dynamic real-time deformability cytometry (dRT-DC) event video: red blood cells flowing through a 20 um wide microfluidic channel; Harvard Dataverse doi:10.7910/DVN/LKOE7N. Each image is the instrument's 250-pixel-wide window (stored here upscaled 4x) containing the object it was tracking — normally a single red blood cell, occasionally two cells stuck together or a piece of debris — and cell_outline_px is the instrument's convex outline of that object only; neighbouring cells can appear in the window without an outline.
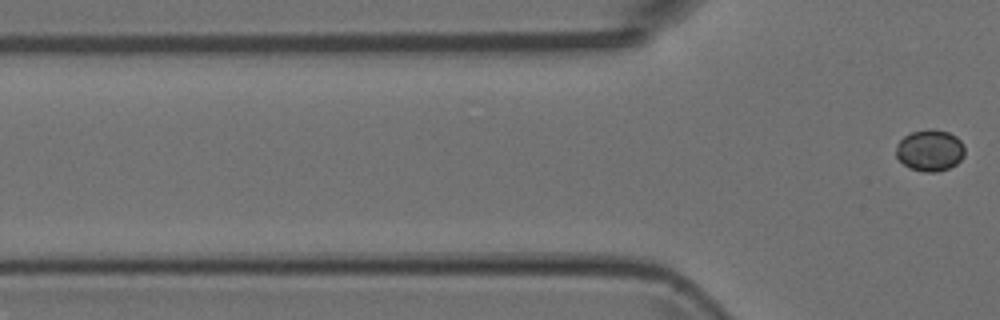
{"species": "Egyptian fruit bat (a non-hibernating species)", "species_latin": "Rousettus aegyptiacus", "temperature_condition": "room temperature", "stored_images_in_passage": 5, "camera_frame_rate_fps": 3000, "um_per_image_px": 0.085, "animal": {"sex": "female"}, "frame": {"image": 1, "passage_image": 5, "time_ms": 1.333, "image_size_px": [1000, 320], "cell_outline_px": [[964, 156], [956, 164], [948, 168], [936, 172], [924, 172], [908, 168], [896, 156], [896, 144], [904, 136], [912, 132], [928, 128], [932, 128], [948, 132], [956, 136], [960, 140], [964, 148]], "centroid_in_image_um": [79.03, 12.77], "position_along_channel_um": 46.8, "area_um2": 16.7}}